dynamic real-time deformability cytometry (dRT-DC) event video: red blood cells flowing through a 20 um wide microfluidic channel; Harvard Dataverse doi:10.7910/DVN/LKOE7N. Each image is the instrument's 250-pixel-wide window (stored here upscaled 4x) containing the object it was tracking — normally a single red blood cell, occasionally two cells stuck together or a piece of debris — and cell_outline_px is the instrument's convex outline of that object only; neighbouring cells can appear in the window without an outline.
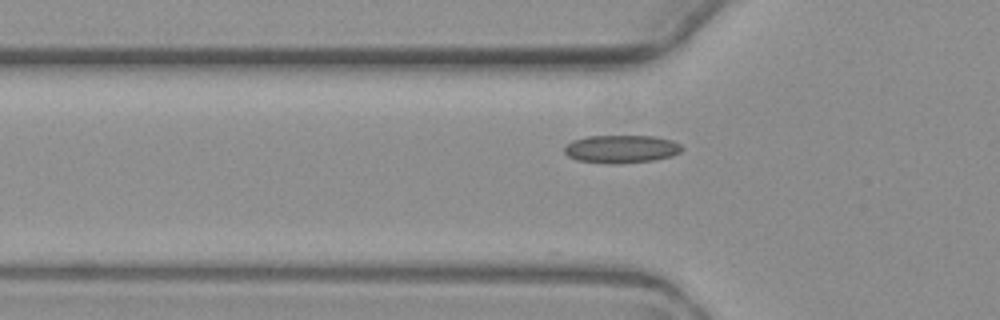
{"species": "common noctule bat (a hibernating species)", "species_latin": "Nyctalus noctula", "temperature_condition": "warm", "stored_images_in_passage": 5, "camera_frame_rate_fps": 3000, "um_per_image_px": 0.085, "animal": {"sex": "female", "body_mass_g": 19.3, "forearm_length_mm": 54.1}, "frame": {"image": 1, "passage_image": 5, "time_ms": 5.667, "image_size_px": [1000, 320], "cell_outline_px": [[684, 148], [680, 152], [672, 156], [652, 160], [620, 164], [608, 164], [576, 160], [568, 156], [564, 152], [564, 148], [572, 140], [588, 136], [652, 136], [672, 140], [680, 144]], "centroid_in_image_um": [52.8, 12.67], "position_along_channel_um": 73.0, "area_um2": 19.25}}